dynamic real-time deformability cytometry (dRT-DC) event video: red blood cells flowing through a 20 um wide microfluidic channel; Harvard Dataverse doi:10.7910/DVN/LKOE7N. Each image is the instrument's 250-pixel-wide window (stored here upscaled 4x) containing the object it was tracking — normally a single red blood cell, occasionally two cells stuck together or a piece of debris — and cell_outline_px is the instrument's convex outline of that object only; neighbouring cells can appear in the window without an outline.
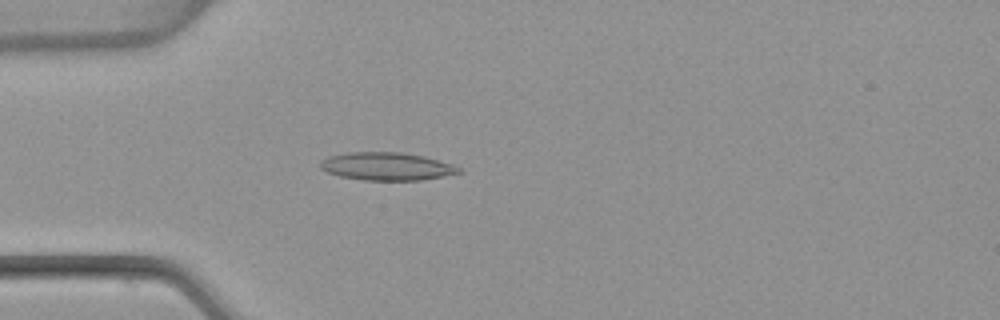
{"species": "common noctule bat (a hibernating species)", "species_latin": "Nyctalus noctula", "temperature_condition": "warm", "stored_images_in_passage": 17, "camera_frame_rate_fps": 3000, "um_per_image_px": 0.085, "animal": {"sex": "female", "body_mass_g": 22.7, "forearm_length_mm": 54.2}, "frame": {"image": 1, "passage_image": 15, "time_ms": 4.667, "image_size_px": [1000, 320], "cell_outline_px": [[464, 172], [420, 180], [364, 180], [340, 176], [328, 172], [320, 168], [320, 160], [328, 156], [348, 152], [400, 152], [424, 156], [452, 164], [460, 168]], "centroid_in_image_um": [32.86, 14.13], "position_along_channel_um": 52.1, "area_um2": 22.48}}